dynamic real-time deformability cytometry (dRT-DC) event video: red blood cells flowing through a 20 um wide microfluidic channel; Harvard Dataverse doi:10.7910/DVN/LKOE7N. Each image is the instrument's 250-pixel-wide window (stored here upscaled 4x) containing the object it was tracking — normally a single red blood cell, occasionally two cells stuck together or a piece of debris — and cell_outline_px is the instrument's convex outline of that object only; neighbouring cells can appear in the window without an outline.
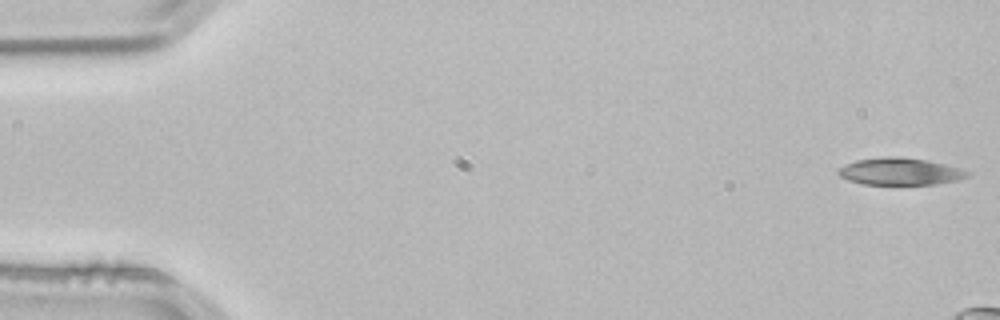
{"species": "common noctule bat (a hibernating species)", "species_latin": "Nyctalus noctula", "temperature_condition": "room temperature", "stored_images_in_passage": 9, "camera_frame_rate_fps": 3000, "um_per_image_px": 0.085, "animal": {"sex": "male", "body_mass_g": 21.5, "forearm_length_mm": 52.0}, "frame": {"image": 1, "passage_image": 1, "time_ms": 0.0, "image_size_px": [1000, 320], "cell_outline_px": [[964, 176], [932, 184], [864, 184], [840, 176], [840, 168], [848, 164], [860, 160], [920, 160], [936, 164], [964, 172]], "centroid_in_image_um": [76.33, 14.64], "position_along_channel_um": 8.7, "area_um2": 17.51}}